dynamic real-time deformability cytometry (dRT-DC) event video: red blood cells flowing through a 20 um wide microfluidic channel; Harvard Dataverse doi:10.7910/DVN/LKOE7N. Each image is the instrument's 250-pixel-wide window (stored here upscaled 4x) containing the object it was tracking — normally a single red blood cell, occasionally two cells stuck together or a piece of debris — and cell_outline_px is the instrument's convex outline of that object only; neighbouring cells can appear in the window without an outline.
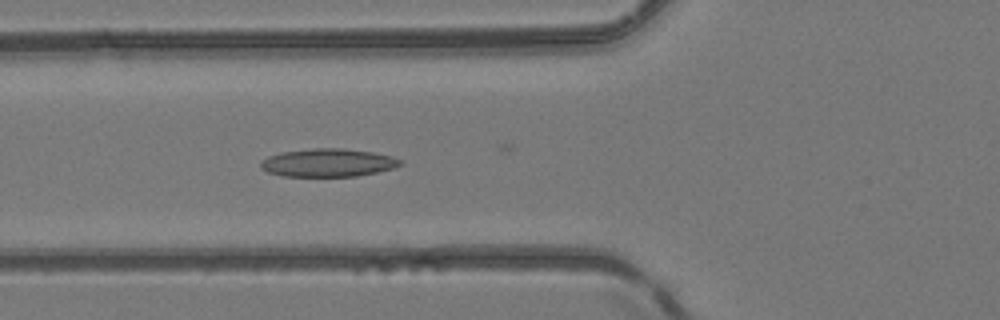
{"species": "common noctule bat (a hibernating species)", "species_latin": "Nyctalus noctula", "temperature_condition": "room temperature", "stored_images_in_passage": 41, "camera_frame_rate_fps": 3000, "um_per_image_px": 0.085, "animal": {"sex": "female", "body_mass_g": 24.6, "forearm_length_mm": 56.2}, "frame": {"image": 1, "passage_image": 10, "time_ms": 3.0, "image_size_px": [1000, 320], "cell_outline_px": [[400, 164], [392, 168], [376, 172], [356, 176], [284, 176], [268, 172], [260, 168], [260, 160], [268, 156], [280, 152], [312, 148], [344, 148], [372, 152], [392, 156], [400, 160]], "centroid_in_image_um": [27.81, 13.82], "position_along_channel_um": 98.0, "area_um2": 22.77}}
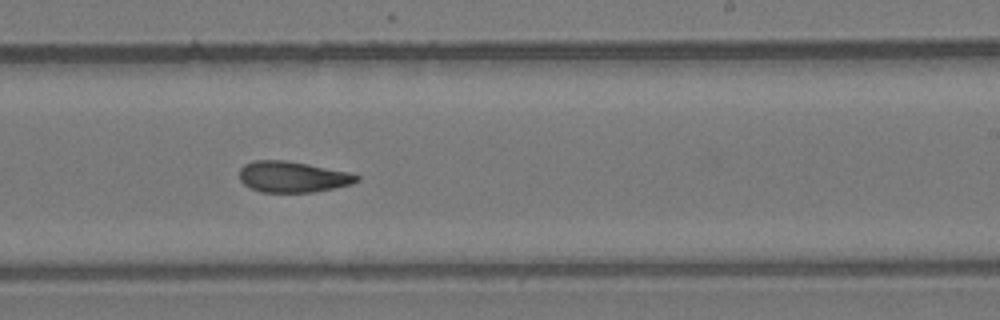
{"frame": {"image": 2, "passage_image": 22, "time_ms": 7.0, "image_size_px": [1000, 320], "cell_outline_px": [[360, 180], [352, 184], [312, 192], [260, 192], [244, 184], [240, 180], [240, 168], [244, 164], [256, 160], [284, 160], [308, 164], [348, 172], [360, 176]], "centroid_in_image_um": [24.87, 15.03], "position_along_channel_um": 264.1, "area_um2": 21.04}}
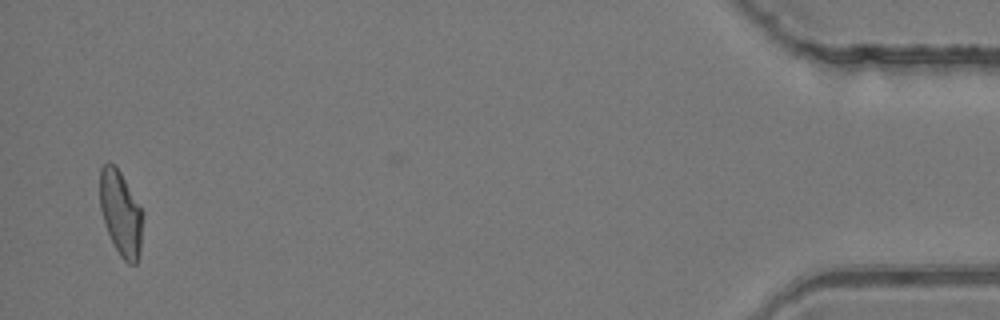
{"frame": {"image": 3, "passage_image": 40, "time_ms": 13.0, "image_size_px": [1000, 320], "cell_outline_px": [[144, 212], [140, 248], [136, 264], [128, 264], [120, 256], [104, 224], [100, 208], [100, 168], [108, 160], [116, 164]], "centroid_in_image_um": [10.27, 18.07], "position_along_channel_um": 424.9, "area_um2": 21.44}, "authors_computed_cell_mechanics": {"area_um2": 21.6172, "velocity_mm_per_s": 4.1518, "shape_relaxation_time_tau1_ms": null, "shape_relaxation_time_tau2_ms": 3.5995, "deformation_change_tau1": null, "deformation_change_tau2": 0.1067}}